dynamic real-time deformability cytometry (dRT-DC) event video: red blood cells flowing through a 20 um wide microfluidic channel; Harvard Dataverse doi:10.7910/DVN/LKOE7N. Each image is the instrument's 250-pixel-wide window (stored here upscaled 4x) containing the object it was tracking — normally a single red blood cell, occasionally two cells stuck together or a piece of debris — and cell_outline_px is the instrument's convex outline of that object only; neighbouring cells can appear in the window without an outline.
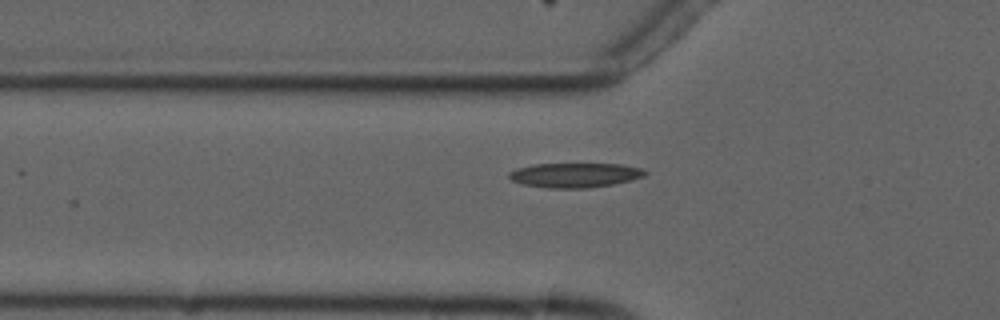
{"species": "common noctule bat (a hibernating species)", "species_latin": "Nyctalus noctula", "temperature_condition": "cold", "stored_images_in_passage": 2, "camera_frame_rate_fps": 3000, "um_per_image_px": 0.085, "animal": {"sex": "male", "forearm_length_mm": 52.5}, "frame": {"image": 1, "passage_image": 2, "time_ms": 1.0, "image_size_px": [1000, 320], "cell_outline_px": [[648, 172], [644, 176], [632, 180], [612, 184], [588, 188], [548, 188], [520, 184], [512, 180], [508, 176], [508, 172], [516, 168], [532, 164], [620, 164], [640, 168]], "centroid_in_image_um": [48.83, 14.89], "position_along_channel_um": 77.0, "area_um2": 19.54}}